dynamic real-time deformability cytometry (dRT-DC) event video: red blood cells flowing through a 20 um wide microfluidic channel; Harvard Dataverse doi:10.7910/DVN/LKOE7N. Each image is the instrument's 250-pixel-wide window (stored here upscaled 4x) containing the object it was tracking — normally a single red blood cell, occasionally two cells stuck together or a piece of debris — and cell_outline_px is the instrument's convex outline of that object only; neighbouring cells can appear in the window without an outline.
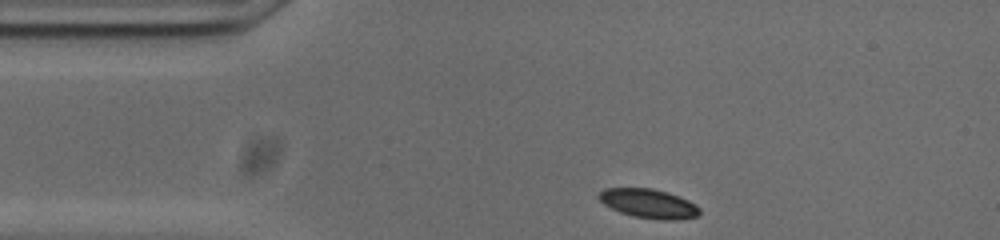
{"species": "common noctule bat (a hibernating species)", "species_latin": "Nyctalus noctula", "temperature_condition": "cold", "stored_images_in_passage": 36, "camera_frame_rate_fps": 3000, "um_per_image_px": 0.085, "animal": {"sex": "male", "body_mass_g": 20.0, "forearm_length_mm": 53.3}, "frame": {"image": 1, "passage_image": 1, "time_ms": 0.0, "image_size_px": [1000, 240], "cell_outline_px": [[700, 212], [696, 216], [676, 220], [660, 220], [632, 216], [620, 212], [604, 204], [596, 196], [604, 188], [652, 188], [688, 200], [696, 204], [700, 208]], "centroid_in_image_um": [55.11, 17.31], "position_along_channel_um": 29.9, "area_um2": 16.99}}
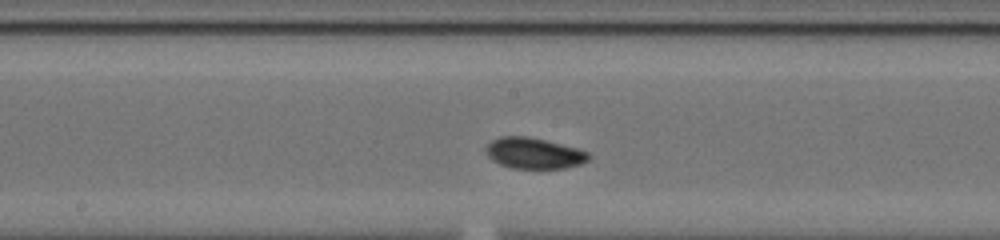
{"frame": {"image": 2, "passage_image": 18, "time_ms": 5.667, "image_size_px": [1000, 240], "cell_outline_px": [[592, 156], [588, 160], [580, 164], [564, 168], [512, 168], [500, 164], [492, 160], [484, 152], [484, 148], [492, 140], [500, 136], [528, 136], [580, 148], [588, 152]], "centroid_in_image_um": [45.39, 13.01], "position_along_channel_um": 202.8, "area_um2": 18.73}}
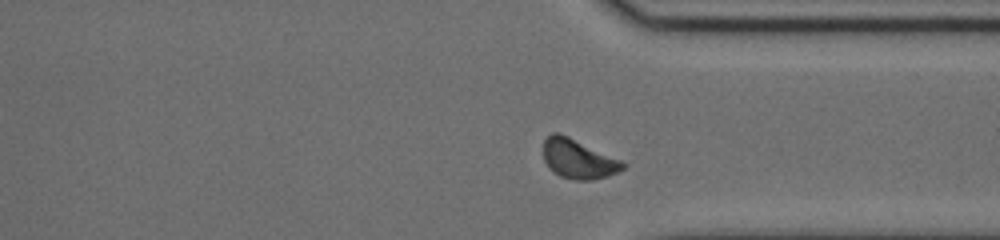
{"frame": {"image": 3, "passage_image": 31, "time_ms": 10.0, "image_size_px": [1000, 240], "cell_outline_px": [[624, 168], [608, 176], [592, 180], [576, 180], [560, 176], [552, 172], [548, 168], [544, 160], [544, 140], [552, 132], [560, 132], [620, 160], [624, 164]], "centroid_in_image_um": [49.1, 13.51], "position_along_channel_um": 362.3, "area_um2": 18.09}, "authors_computed_cell_mechanics": {"area_um2": 18.0625, "velocity_mm_per_s": 3.7056, "shape_relaxation_time_tau1_ms": 2.7249, "shape_relaxation_time_tau2_ms": null, "deformation_change_tau1": 0.0815, "deformation_change_tau2": null}}